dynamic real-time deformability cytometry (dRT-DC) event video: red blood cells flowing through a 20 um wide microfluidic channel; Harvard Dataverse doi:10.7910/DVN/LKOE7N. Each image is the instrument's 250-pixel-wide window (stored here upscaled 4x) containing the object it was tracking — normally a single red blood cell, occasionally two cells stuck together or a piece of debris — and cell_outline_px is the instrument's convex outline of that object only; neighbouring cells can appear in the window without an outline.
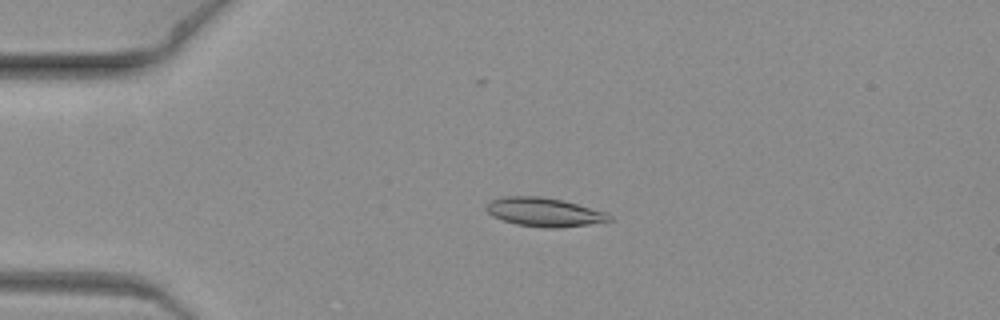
{"species": "common noctule bat (a hibernating species)", "species_latin": "Nyctalus noctula", "temperature_condition": "warm", "stored_images_in_passage": 7, "camera_frame_rate_fps": 3000, "um_per_image_px": 0.085, "animal": {"sex": "female", "body_mass_g": 19.3, "forearm_length_mm": 54.1}, "frame": {"image": 1, "passage_image": 5, "time_ms": 1.333, "image_size_px": [1000, 320], "cell_outline_px": [[612, 220], [608, 224], [560, 228], [544, 228], [516, 224], [492, 216], [484, 208], [492, 200], [504, 196], [540, 196], [560, 200], [576, 204], [604, 212], [612, 216]], "centroid_in_image_um": [46.34, 18.06], "position_along_channel_um": 38.7, "area_um2": 20.92}}
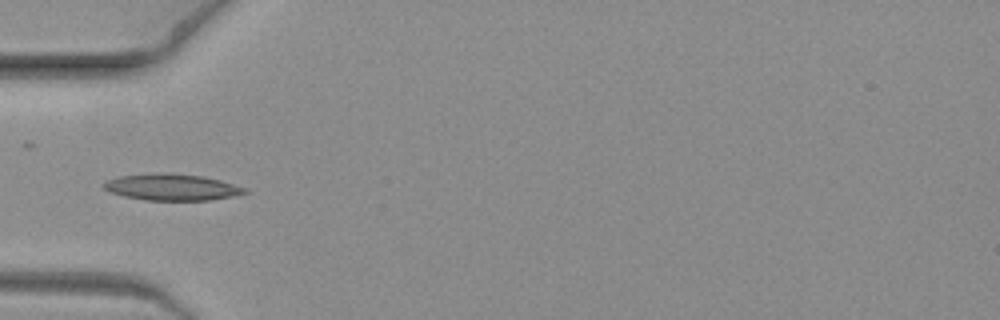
{"frame": {"image": 2, "passage_image": 7, "time_ms": 2.0, "image_size_px": [1000, 320], "cell_outline_px": [[248, 192], [232, 196], [208, 200], [144, 200], [124, 196], [108, 192], [100, 184], [116, 176], [160, 172], [168, 172], [204, 176], [220, 180], [248, 188]], "centroid_in_image_um": [14.57, 15.89], "position_along_channel_um": 70.4, "area_um2": 22.02}}